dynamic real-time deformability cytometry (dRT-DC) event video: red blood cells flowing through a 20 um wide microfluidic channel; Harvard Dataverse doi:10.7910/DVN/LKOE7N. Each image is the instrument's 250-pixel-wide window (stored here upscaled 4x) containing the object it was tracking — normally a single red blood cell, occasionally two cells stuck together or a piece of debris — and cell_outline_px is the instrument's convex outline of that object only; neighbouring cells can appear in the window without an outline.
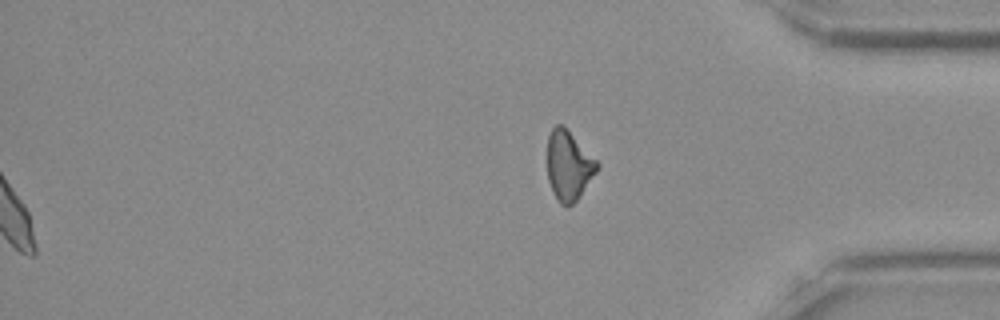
{"species": "Egyptian fruit bat (a non-hibernating species)", "species_latin": "Rousettus aegyptiacus", "temperature_condition": "room temperature", "stored_images_in_passage": 43, "segment_of_instrument_passage": [2, 2], "camera_frame_rate_fps": 3000, "um_per_image_px": 0.085, "frame": {"image": 1, "passage_image": 43, "time_ms": 14.0, "image_size_px": [1000, 320], "cell_outline_px": [[600, 164], [596, 172], [580, 196], [572, 204], [560, 204], [556, 200], [552, 192], [548, 180], [548, 136], [552, 128], [556, 124], [564, 124]], "centroid_in_image_um": [48.33, 14.04], "position_along_channel_um": 386.9, "area_um2": 20.17}}